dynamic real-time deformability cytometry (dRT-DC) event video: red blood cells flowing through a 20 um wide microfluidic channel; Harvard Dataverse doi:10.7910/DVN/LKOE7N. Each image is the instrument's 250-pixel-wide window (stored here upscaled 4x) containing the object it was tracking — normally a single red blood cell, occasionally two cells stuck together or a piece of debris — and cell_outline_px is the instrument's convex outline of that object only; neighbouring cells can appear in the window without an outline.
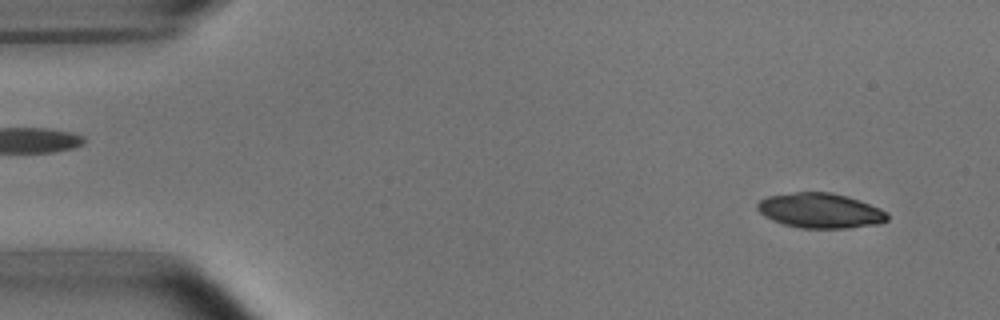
{"species": "common noctule bat (a hibernating species)", "species_latin": "Nyctalus noctula", "temperature_condition": "room temperature", "stored_images_in_passage": 51, "camera_frame_rate_fps": 3000, "um_per_image_px": 0.085, "animal": {"sex": "male", "body_mass_g": 15.6}, "frame": {"image": 1, "passage_image": 3, "time_ms": 0.667, "image_size_px": [1000, 320], "cell_outline_px": [[888, 220], [880, 224], [848, 228], [800, 228], [784, 224], [772, 220], [764, 216], [756, 208], [756, 204], [760, 200], [768, 196], [796, 192], [832, 192], [848, 196], [860, 200], [880, 208], [888, 212]], "centroid_in_image_um": [69.75, 17.9], "position_along_channel_um": 15.3, "area_um2": 26.7}}
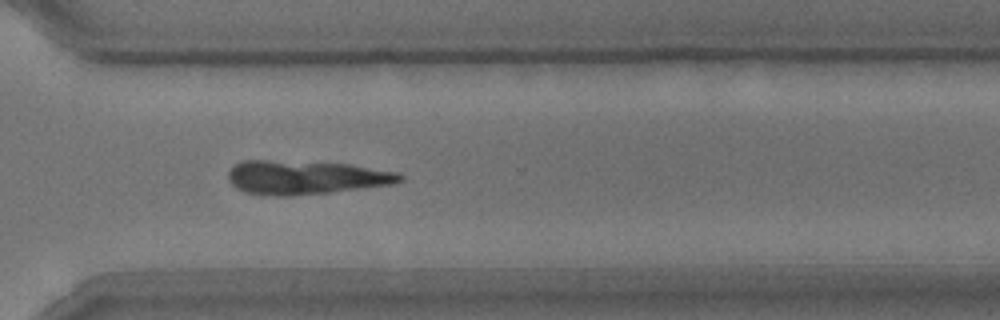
{"frame": {"image": 2, "passage_image": 37, "time_ms": 12.0, "image_size_px": [1000, 320], "cell_outline_px": [[404, 180], [392, 184], [332, 192], [292, 196], [272, 196], [244, 192], [236, 188], [232, 184], [228, 176], [228, 172], [236, 164], [244, 160], [264, 160], [352, 164], [400, 172], [404, 176]], "centroid_in_image_um": [26.02, 15.08], "position_along_channel_um": 344.6, "area_um2": 33.99}}
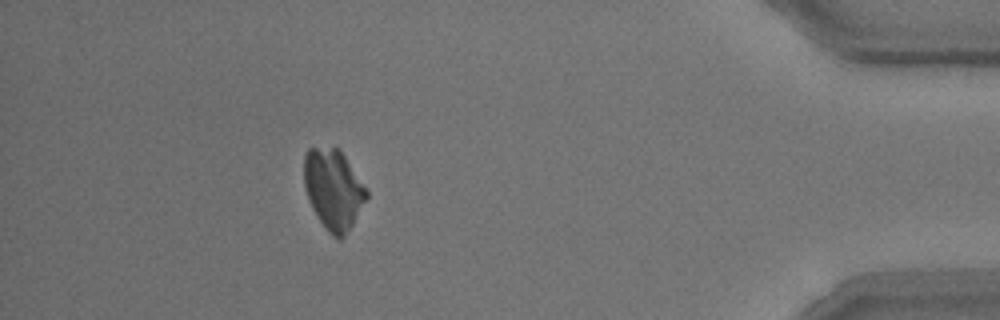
{"frame": {"image": 3, "passage_image": 46, "time_ms": 15.0, "image_size_px": [1000, 320], "cell_outline_px": [[368, 200], [344, 236], [340, 240], [332, 236], [328, 232], [312, 208], [308, 200], [304, 188], [304, 156], [308, 148], [336, 148], [344, 156], [368, 192]], "centroid_in_image_um": [28.32, 16.12], "position_along_channel_um": 406.9, "area_um2": 28.84}}